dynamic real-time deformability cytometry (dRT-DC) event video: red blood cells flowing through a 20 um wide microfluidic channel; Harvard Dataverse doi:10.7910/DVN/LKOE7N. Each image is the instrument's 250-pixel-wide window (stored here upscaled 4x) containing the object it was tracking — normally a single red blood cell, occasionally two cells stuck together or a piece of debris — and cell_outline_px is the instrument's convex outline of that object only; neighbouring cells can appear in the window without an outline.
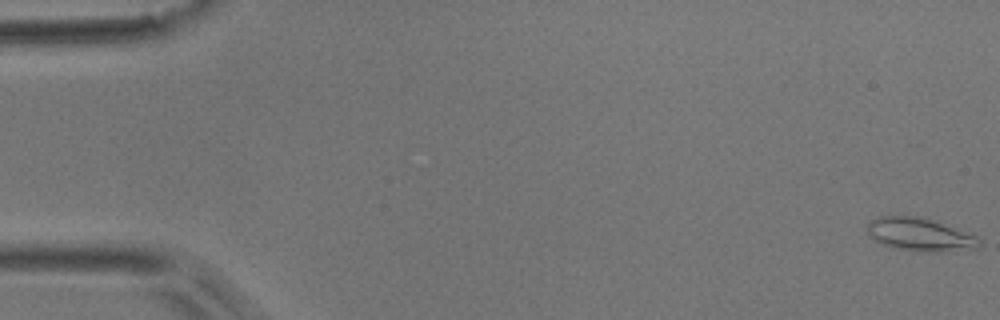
{"species": "common noctule bat (a hibernating species)", "species_latin": "Nyctalus noctula", "temperature_condition": "room temperature", "stored_images_in_passage": 5, "camera_frame_rate_fps": 3000, "um_per_image_px": 0.085, "animal": {"sex": "male", "body_mass_g": 17.9}, "frame": {"image": 1, "passage_image": 1, "time_ms": 0.0, "image_size_px": [1000, 320], "cell_outline_px": [[980, 248], [940, 252], [916, 252], [892, 248], [880, 244], [864, 228], [876, 216], [924, 216], [976, 236], [980, 240]], "centroid_in_image_um": [78.18, 19.94], "position_along_channel_um": 6.8, "area_um2": 21.96}}